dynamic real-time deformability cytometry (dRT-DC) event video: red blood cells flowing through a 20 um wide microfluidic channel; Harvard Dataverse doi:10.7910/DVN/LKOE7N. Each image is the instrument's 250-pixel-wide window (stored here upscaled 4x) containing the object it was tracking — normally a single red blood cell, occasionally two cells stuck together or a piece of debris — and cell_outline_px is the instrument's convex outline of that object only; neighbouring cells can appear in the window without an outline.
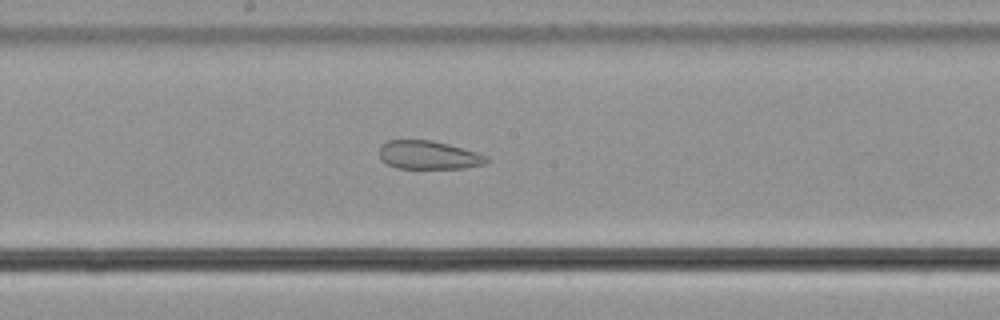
{"species": "common noctule bat (a hibernating species)", "species_latin": "Nyctalus noctula", "temperature_condition": "cold", "stored_images_in_passage": 55, "camera_frame_rate_fps": 3000, "um_per_image_px": 0.085, "animal": {"sex": "male", "body_mass_g": 21.5, "forearm_length_mm": 52.0}, "frame": {"image": 1, "passage_image": 30, "time_ms": 9.667, "image_size_px": [1000, 320], "cell_outline_px": [[488, 160], [484, 164], [464, 168], [396, 168], [388, 164], [380, 156], [380, 144], [388, 140], [432, 140], [448, 144], [476, 152], [488, 156]], "centroid_in_image_um": [36.42, 13.17], "position_along_channel_um": 211.8, "area_um2": 17.63}}
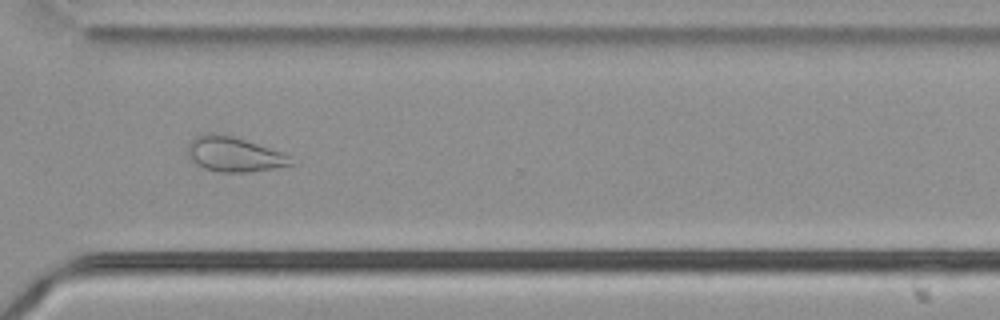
{"frame": {"image": 2, "passage_image": 41, "time_ms": 13.333, "image_size_px": [1000, 320], "cell_outline_px": [[296, 164], [276, 168], [248, 172], [220, 172], [204, 168], [196, 164], [188, 156], [188, 144], [196, 136], [204, 132], [216, 132], [232, 136], [280, 152], [288, 156]], "centroid_in_image_um": [19.85, 13.11], "position_along_channel_um": 350.7, "area_um2": 20.81}}
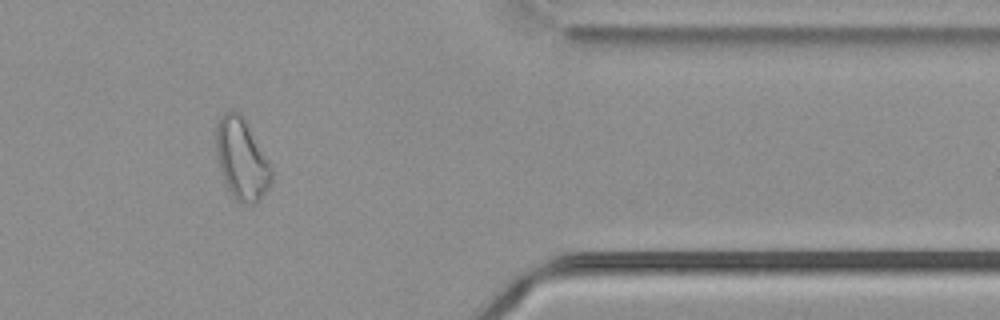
{"frame": {"image": 3, "passage_image": 46, "time_ms": 15.0, "image_size_px": [1000, 320], "cell_outline_px": [[272, 180], [268, 188], [260, 200], [256, 204], [240, 204], [236, 200], [228, 188], [224, 180], [220, 168], [216, 148], [216, 124], [220, 116], [224, 112], [232, 108], [240, 112], [244, 116], [272, 168]], "centroid_in_image_um": [20.55, 13.49], "position_along_channel_um": 390.9, "area_um2": 26.41}, "authors_computed_cell_mechanics": {"area_um2": 26.6458, "velocity_mm_per_s": 3.7668, "shape_relaxation_time_tau1_ms": null, "shape_relaxation_time_tau2_ms": 3.2818, "deformation_change_tau1": null, "deformation_change_tau2": 0.1045}}